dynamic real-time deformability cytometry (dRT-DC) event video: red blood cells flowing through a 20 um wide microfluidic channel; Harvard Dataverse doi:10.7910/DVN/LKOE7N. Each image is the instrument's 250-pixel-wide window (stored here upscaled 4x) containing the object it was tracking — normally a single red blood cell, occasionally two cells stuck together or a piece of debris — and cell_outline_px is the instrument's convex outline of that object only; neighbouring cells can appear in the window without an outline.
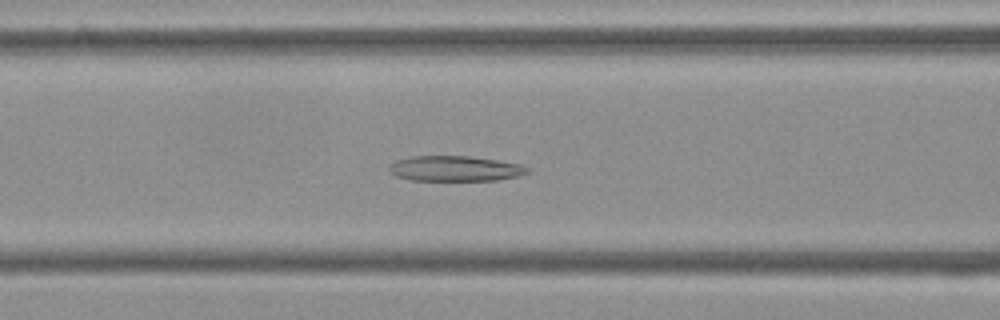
{"species": "Egyptian fruit bat (a non-hibernating species)", "species_latin": "Rousettus aegyptiacus", "temperature_condition": "cold", "stored_images_in_passage": 53, "camera_frame_rate_fps": 3000, "um_per_image_px": 0.085, "frame": {"image": 1, "passage_image": 21, "time_ms": 6.667, "image_size_px": [1000, 320], "cell_outline_px": [[528, 172], [520, 176], [496, 180], [408, 180], [396, 176], [388, 172], [388, 168], [396, 160], [408, 156], [468, 156], [496, 160], [520, 164], [528, 168]], "centroid_in_image_um": [38.63, 14.33], "position_along_channel_um": 128.0, "area_um2": 20.4}}
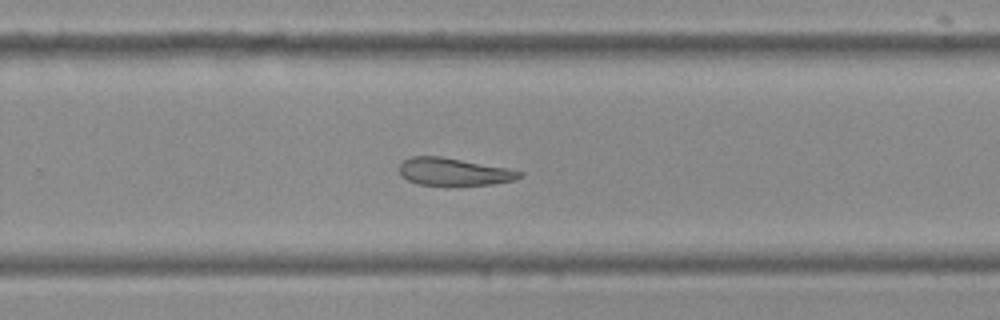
{"frame": {"image": 2, "passage_image": 34, "time_ms": 11.0, "image_size_px": [1000, 320], "cell_outline_px": [[524, 176], [516, 180], [492, 184], [452, 188], [416, 184], [400, 176], [400, 160], [412, 156], [440, 156], [508, 168], [524, 172]], "centroid_in_image_um": [38.57, 14.64], "position_along_channel_um": 291.2, "area_um2": 20.29}}
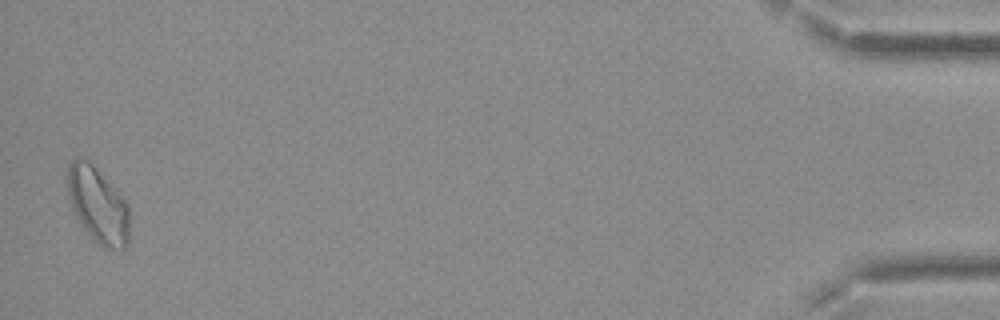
{"frame": {"image": 3, "passage_image": 52, "time_ms": 17.0, "image_size_px": [1000, 320], "cell_outline_px": [[128, 244], [124, 248], [104, 248], [84, 228], [72, 208], [68, 192], [68, 164], [76, 156], [80, 156], [88, 160], [120, 192], [128, 204]], "centroid_in_image_um": [8.33, 17.37], "position_along_channel_um": 426.9, "area_um2": 26.99}, "authors_computed_cell_mechanics": {"area_um2": 22.253, "velocity_mm_per_s": 3.7727, "shape_relaxation_time_tau1_ms": null, "shape_relaxation_time_tau2_ms": 7.7531, "deformation_change_tau1": null, "deformation_change_tau2": 0.1615}}